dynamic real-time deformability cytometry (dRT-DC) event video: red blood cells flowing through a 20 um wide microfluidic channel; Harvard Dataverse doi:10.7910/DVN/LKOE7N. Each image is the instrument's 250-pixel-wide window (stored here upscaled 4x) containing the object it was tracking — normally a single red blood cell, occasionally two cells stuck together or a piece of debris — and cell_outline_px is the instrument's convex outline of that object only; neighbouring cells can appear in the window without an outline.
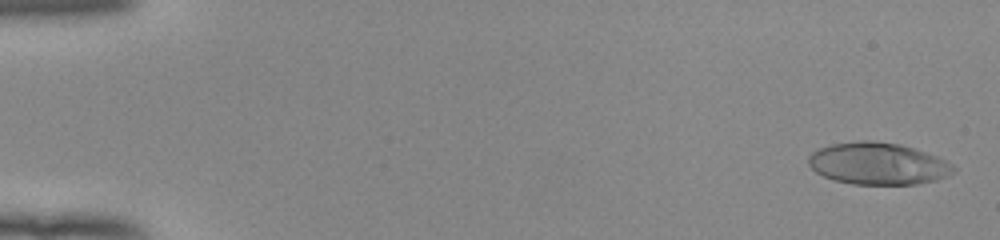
{"species": "human", "species_latin": "Homo sapiens", "temperature_condition": "room temperature", "stored_images_in_passage": 53, "camera_frame_rate_fps": 3000, "um_per_image_px": 0.085, "donor": {"sex": "female"}, "frame": {"image": 1, "passage_image": 2, "time_ms": 0.333, "image_size_px": [1000, 240], "cell_outline_px": [[956, 172], [948, 176], [936, 180], [916, 184], [852, 184], [832, 180], [816, 172], [808, 164], [808, 156], [816, 148], [832, 144], [856, 140], [872, 140], [900, 144], [936, 156], [952, 164], [956, 168]], "centroid_in_image_um": [74.6, 13.9], "position_along_channel_um": 10.4, "area_um2": 35.72}}
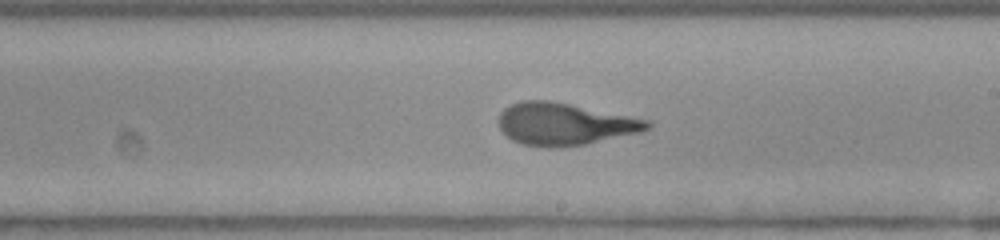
{"frame": {"image": 2, "passage_image": 32, "time_ms": 10.333, "image_size_px": [1000, 240], "cell_outline_px": [[652, 128], [644, 132], [584, 144], [560, 148], [548, 148], [520, 144], [512, 140], [500, 128], [500, 112], [504, 108], [520, 100], [552, 100], [652, 120]], "centroid_in_image_um": [48.05, 10.54], "position_along_channel_um": 240.9, "area_um2": 37.05}}
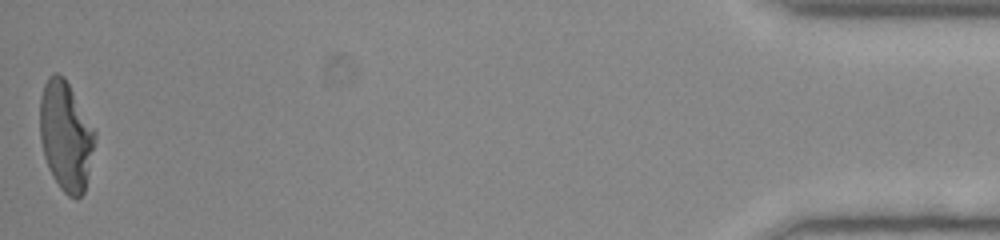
{"frame": {"image": 3, "passage_image": 53, "time_ms": 17.333, "image_size_px": [1000, 240], "cell_outline_px": [[96, 136], [84, 192], [76, 200], [68, 196], [60, 188], [52, 176], [48, 168], [44, 156], [40, 140], [40, 96], [44, 84], [48, 76], [52, 72], [56, 72], [64, 76], [96, 132]], "centroid_in_image_um": [5.57, 11.54], "position_along_channel_um": 429.6, "area_um2": 35.08}, "authors_computed_cell_mechanics": {"area_um2": 35.7204, "velocity_mm_per_s": 3.9435, "shape_relaxation_time_tau1_ms": 4.6827, "shape_relaxation_time_tau2_ms": 1.1355, "deformation_change_tau1": 0.2483, "deformation_change_tau2": 0.0945}}